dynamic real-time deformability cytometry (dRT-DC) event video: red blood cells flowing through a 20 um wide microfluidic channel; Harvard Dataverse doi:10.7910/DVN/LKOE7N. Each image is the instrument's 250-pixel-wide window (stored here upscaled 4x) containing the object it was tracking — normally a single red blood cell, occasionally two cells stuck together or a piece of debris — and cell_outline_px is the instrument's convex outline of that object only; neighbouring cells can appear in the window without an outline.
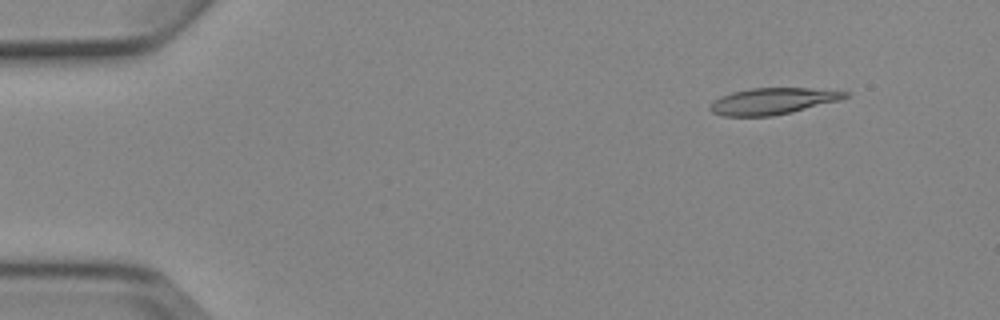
{"species": "Egyptian fruit bat (a non-hibernating species)", "species_latin": "Rousettus aegyptiacus", "temperature_condition": "cold", "stored_images_in_passage": 4, "camera_frame_rate_fps": 3000, "um_per_image_px": 0.085, "animal": {"sex": "female"}, "frame": {"image": 1, "passage_image": 1, "time_ms": 0.0, "image_size_px": [1000, 320], "cell_outline_px": [[852, 92], [848, 96], [840, 100], [792, 112], [772, 116], [724, 116], [712, 112], [712, 104], [720, 96], [732, 92], [752, 88], [808, 88]], "centroid_in_image_um": [65.73, 8.59], "position_along_channel_um": 19.3, "area_um2": 20.58}}
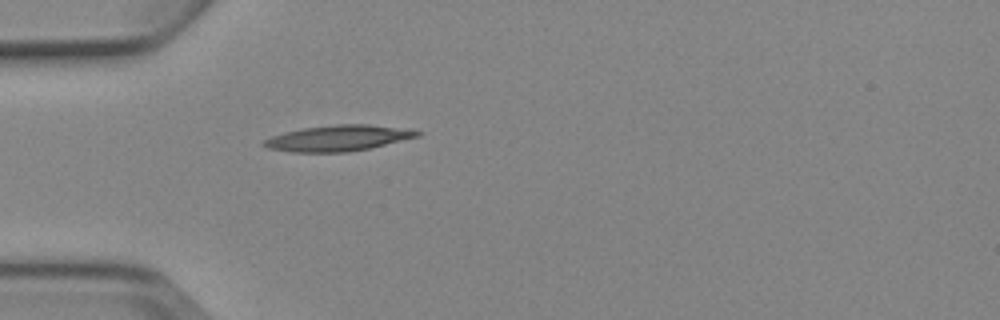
{"frame": {"image": 2, "passage_image": 4, "time_ms": 3.333, "image_size_px": [1000, 320], "cell_outline_px": [[424, 132], [420, 136], [368, 148], [348, 152], [292, 152], [268, 148], [260, 144], [264, 140], [272, 136], [284, 132], [304, 128], [336, 124], [368, 124], [408, 128]], "centroid_in_image_um": [28.77, 11.73], "position_along_channel_um": 56.2, "area_um2": 23.12}}